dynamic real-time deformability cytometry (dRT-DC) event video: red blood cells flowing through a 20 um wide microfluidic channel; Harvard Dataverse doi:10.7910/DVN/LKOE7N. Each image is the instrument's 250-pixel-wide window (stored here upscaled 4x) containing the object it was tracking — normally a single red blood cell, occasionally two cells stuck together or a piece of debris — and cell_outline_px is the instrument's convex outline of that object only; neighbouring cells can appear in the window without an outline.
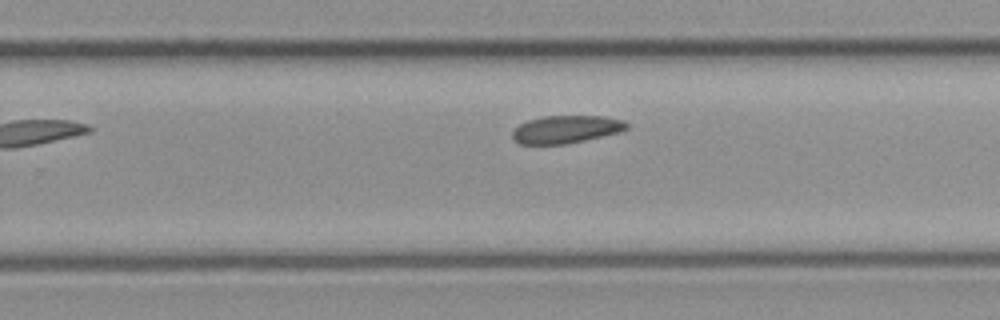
{"species": "common noctule bat (a hibernating species)", "species_latin": "Nyctalus noctula", "temperature_condition": "cold", "stored_images_in_passage": 15, "camera_frame_rate_fps": 3000, "um_per_image_px": 0.085, "animal": {"sex": "female", "body_mass_g": 21.9}, "frame": {"image": 1, "passage_image": 15, "time_ms": 4.667, "image_size_px": [1000, 320], "cell_outline_px": [[628, 128], [620, 132], [568, 144], [520, 144], [512, 140], [512, 132], [520, 124], [528, 120], [544, 116], [604, 116], [624, 120], [628, 124]], "centroid_in_image_um": [48.12, 11.0], "position_along_channel_um": 281.7, "area_um2": 18.55}}